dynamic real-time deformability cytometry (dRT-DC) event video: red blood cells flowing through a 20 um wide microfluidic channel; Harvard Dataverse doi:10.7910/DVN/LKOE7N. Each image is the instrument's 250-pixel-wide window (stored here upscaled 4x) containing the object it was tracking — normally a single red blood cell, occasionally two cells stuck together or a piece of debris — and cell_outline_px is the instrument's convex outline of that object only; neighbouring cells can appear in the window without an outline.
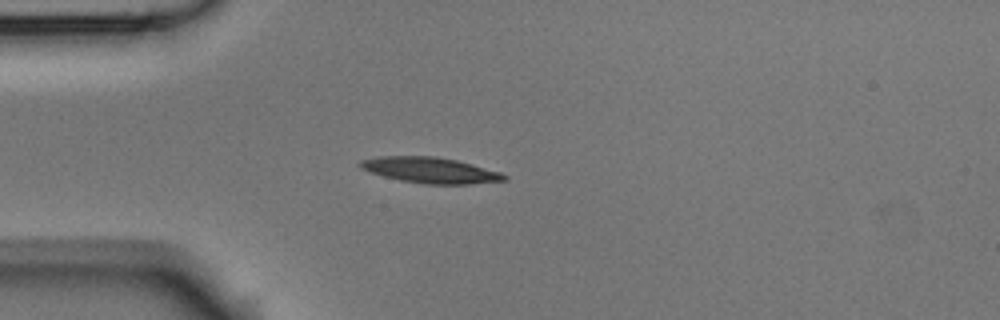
{"species": "Egyptian fruit bat (a non-hibernating species)", "species_latin": "Rousettus aegyptiacus", "temperature_condition": "room temperature", "stored_images_in_passage": 3, "camera_frame_rate_fps": 3000, "um_per_image_px": 0.085, "animal": {"sex": "male"}, "frame": {"image": 1, "passage_image": 3, "time_ms": 0.667, "image_size_px": [1000, 320], "cell_outline_px": [[508, 180], [468, 184], [424, 184], [400, 180], [384, 176], [360, 168], [356, 164], [360, 160], [380, 156], [436, 156], [456, 160], [500, 172], [508, 176]], "centroid_in_image_um": [36.55, 14.46], "position_along_channel_um": 48.4, "area_um2": 21.56}}